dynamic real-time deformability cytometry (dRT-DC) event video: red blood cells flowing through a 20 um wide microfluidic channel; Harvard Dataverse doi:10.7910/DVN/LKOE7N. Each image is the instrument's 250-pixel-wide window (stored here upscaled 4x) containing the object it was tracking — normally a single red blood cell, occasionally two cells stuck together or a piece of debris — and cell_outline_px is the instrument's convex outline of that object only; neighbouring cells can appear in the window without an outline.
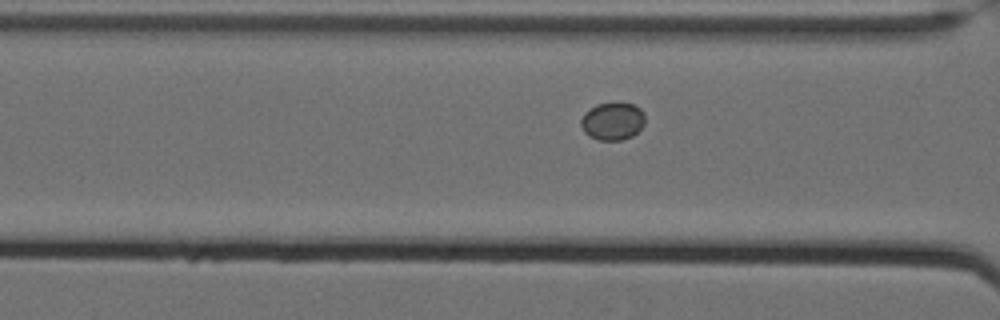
{"species": "Egyptian fruit bat (a non-hibernating species)", "species_latin": "Rousettus aegyptiacus", "temperature_condition": "cold", "stored_images_in_passage": 22, "camera_frame_rate_fps": 3000, "um_per_image_px": 0.085, "animal": {"sex": "female"}, "frame": {"image": 1, "passage_image": 19, "time_ms": 6.0, "image_size_px": [1000, 320], "cell_outline_px": [[644, 124], [632, 136], [620, 140], [600, 140], [588, 136], [584, 132], [580, 124], [580, 120], [584, 112], [596, 104], [616, 100], [620, 100], [632, 104], [640, 108], [644, 112]], "centroid_in_image_um": [52.05, 10.25], "position_along_channel_um": 114.6, "area_um2": 14.51}}